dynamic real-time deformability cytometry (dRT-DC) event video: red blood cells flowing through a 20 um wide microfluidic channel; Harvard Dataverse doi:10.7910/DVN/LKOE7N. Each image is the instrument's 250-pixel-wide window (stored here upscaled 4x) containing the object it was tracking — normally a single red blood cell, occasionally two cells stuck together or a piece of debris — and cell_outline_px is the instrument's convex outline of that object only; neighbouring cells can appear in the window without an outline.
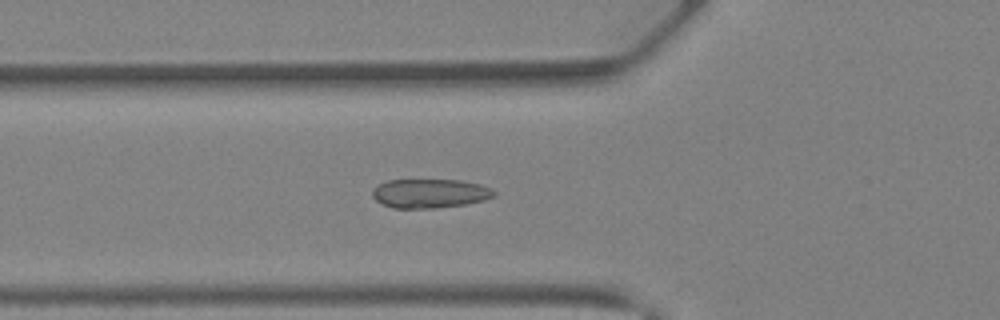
{"species": "Egyptian fruit bat (a non-hibernating species)", "species_latin": "Rousettus aegyptiacus", "temperature_condition": "warm", "stored_images_in_passage": 42, "camera_frame_rate_fps": 3000, "um_per_image_px": 0.085, "animal": {"sex": "female"}, "frame": {"image": 1, "passage_image": 16, "time_ms": 5.0, "image_size_px": [1000, 320], "cell_outline_px": [[496, 196], [484, 200], [464, 204], [436, 208], [392, 208], [376, 200], [372, 196], [372, 188], [376, 184], [388, 180], [464, 180], [480, 184], [492, 188], [496, 192]], "centroid_in_image_um": [36.54, 16.43], "position_along_channel_um": 89.3, "area_um2": 20.81}}
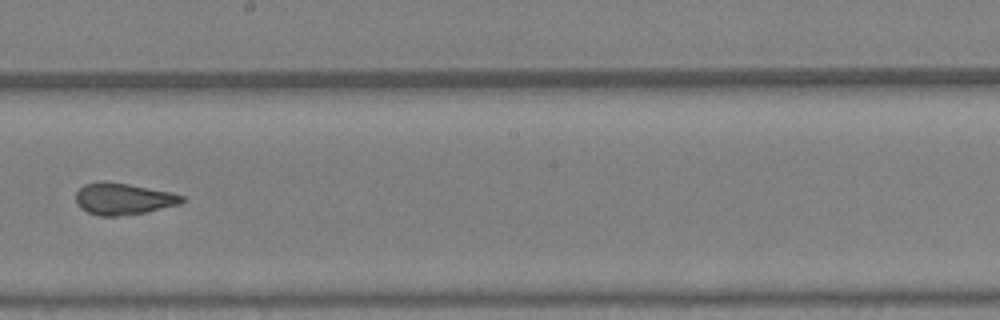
{"frame": {"image": 2, "passage_image": 25, "time_ms": 8.0, "image_size_px": [1000, 320], "cell_outline_px": [[184, 200], [180, 204], [144, 212], [120, 216], [100, 216], [88, 212], [80, 208], [76, 200], [76, 192], [84, 184], [100, 180], [104, 180], [128, 184], [172, 192], [184, 196]], "centroid_in_image_um": [10.45, 16.89], "position_along_channel_um": 237.7, "area_um2": 19.59}}
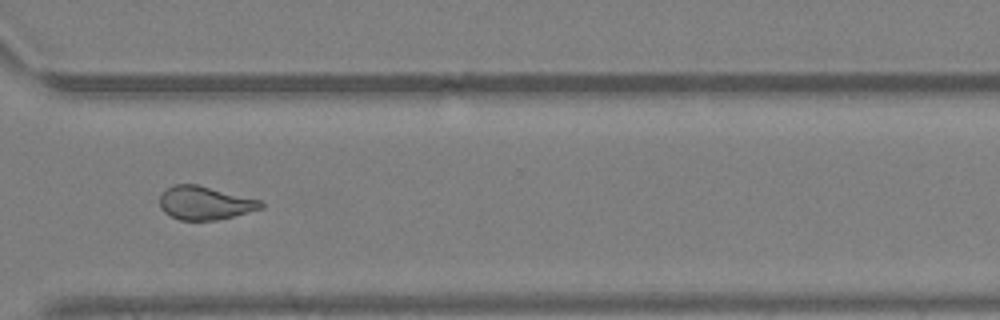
{"frame": {"image": 3, "passage_image": 32, "time_ms": 10.333, "image_size_px": [1000, 320], "cell_outline_px": [[264, 208], [216, 220], [180, 220], [164, 212], [160, 208], [160, 196], [168, 188], [176, 184], [196, 184], [260, 200], [264, 204]], "centroid_in_image_um": [17.42, 17.26], "position_along_channel_um": 353.2, "area_um2": 19.42}, "authors_computed_cell_mechanics": {"area_um2": 20.3745, "velocity_mm_per_s": 4.9457, "shape_relaxation_time_tau1_ms": null, "shape_relaxation_time_tau2_ms": 0.8289, "deformation_change_tau1": null, "deformation_change_tau2": 0.0971}}